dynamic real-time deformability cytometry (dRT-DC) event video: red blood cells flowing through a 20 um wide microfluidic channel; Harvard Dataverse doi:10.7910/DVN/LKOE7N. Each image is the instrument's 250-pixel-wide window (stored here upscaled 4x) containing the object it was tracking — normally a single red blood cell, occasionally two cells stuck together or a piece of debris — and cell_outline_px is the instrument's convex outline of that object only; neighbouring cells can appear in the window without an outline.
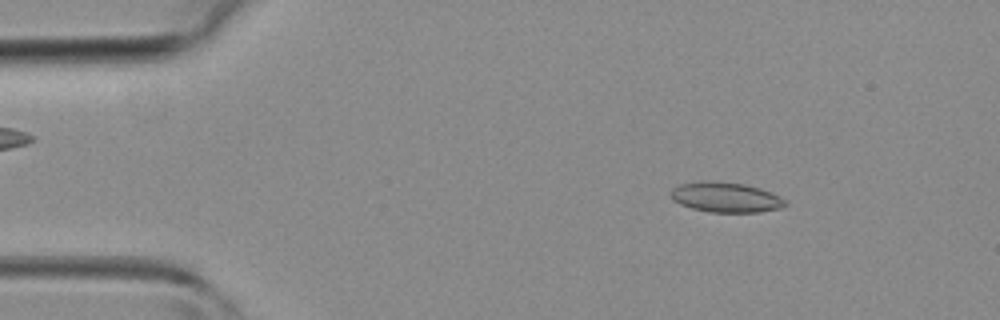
{"species": "common noctule bat (a hibernating species)", "species_latin": "Nyctalus noctula", "temperature_condition": "room temperature", "stored_images_in_passage": 33, "camera_frame_rate_fps": 3000, "um_per_image_px": 0.085, "animal": {"sex": "female", "body_mass_g": 19.3, "forearm_length_mm": 54.1}, "frame": {"image": 1, "passage_image": 5, "time_ms": 1.333, "image_size_px": [1000, 320], "cell_outline_px": [[788, 204], [780, 208], [760, 212], [708, 212], [692, 208], [680, 204], [672, 200], [668, 192], [672, 188], [680, 184], [712, 180], [744, 184], [760, 188], [772, 192], [780, 196]], "centroid_in_image_um": [61.67, 16.76], "position_along_channel_um": 23.3, "area_um2": 20.23}}
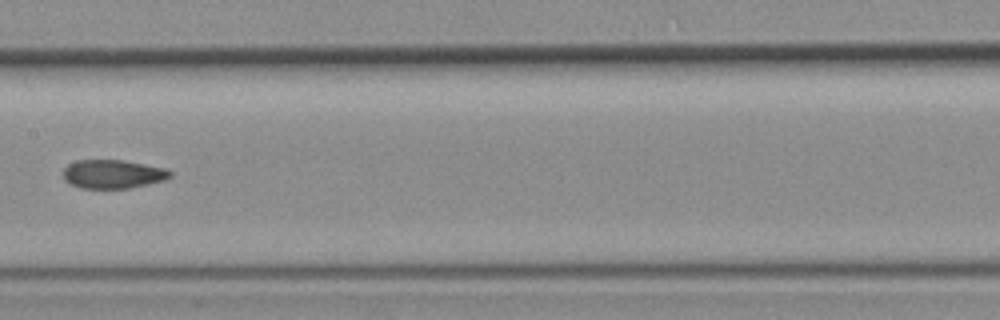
{"frame": {"image": 2, "passage_image": 20, "time_ms": 6.333, "image_size_px": [1000, 320], "cell_outline_px": [[172, 176], [164, 180], [148, 184], [128, 188], [80, 188], [64, 180], [64, 168], [68, 164], [76, 160], [124, 160], [164, 168], [172, 172]], "centroid_in_image_um": [9.59, 14.79], "position_along_channel_um": 197.8, "area_um2": 17.8}}
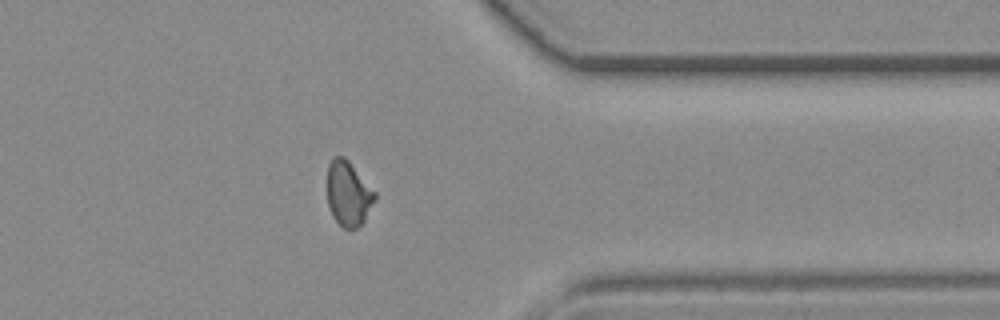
{"frame": {"image": 3, "passage_image": 32, "time_ms": 10.333, "image_size_px": [1000, 320], "cell_outline_px": [[376, 200], [364, 220], [356, 228], [344, 228], [332, 216], [328, 204], [328, 164], [332, 156], [344, 156], [348, 160], [376, 192]], "centroid_in_image_um": [29.61, 16.43], "position_along_channel_um": 381.8, "area_um2": 17.92}}